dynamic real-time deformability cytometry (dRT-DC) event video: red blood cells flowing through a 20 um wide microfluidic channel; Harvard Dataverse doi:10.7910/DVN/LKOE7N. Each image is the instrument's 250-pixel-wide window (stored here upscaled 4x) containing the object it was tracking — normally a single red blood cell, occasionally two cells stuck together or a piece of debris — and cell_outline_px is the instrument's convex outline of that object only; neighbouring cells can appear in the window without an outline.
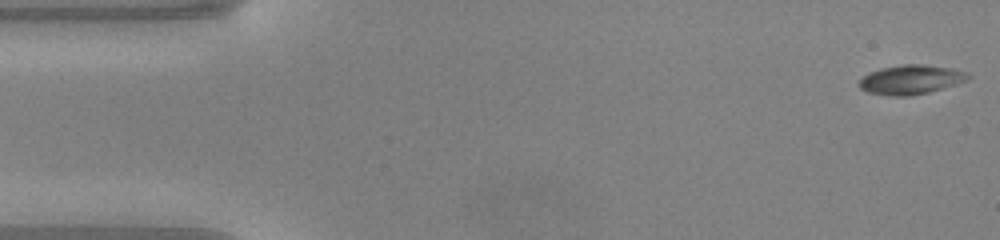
{"species": "common noctule bat (a hibernating species)", "species_latin": "Nyctalus noctula", "temperature_condition": "warm", "stored_images_in_passage": 48, "camera_frame_rate_fps": 3000, "um_per_image_px": 0.085, "animal": {"sex": "male", "body_mass_g": 20.0, "forearm_length_mm": 53.3}, "frame": {"image": 1, "passage_image": 1, "time_ms": 0.0, "image_size_px": [1000, 240], "cell_outline_px": [[972, 76], [968, 80], [956, 84], [928, 92], [912, 96], [892, 96], [868, 92], [860, 88], [860, 80], [868, 72], [880, 68], [900, 64], [924, 64], [952, 68], [968, 72]], "centroid_in_image_um": [77.45, 6.75], "position_along_channel_um": 7.5, "area_um2": 18.73}}
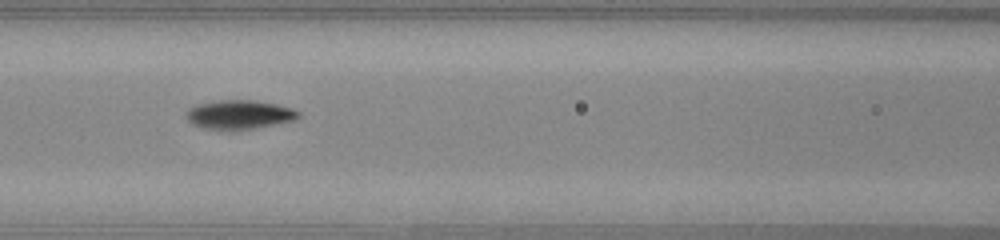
{"frame": {"image": 2, "passage_image": 20, "time_ms": 6.333, "image_size_px": [1000, 240], "cell_outline_px": [[300, 116], [296, 120], [236, 132], [204, 128], [192, 124], [184, 116], [184, 112], [188, 108], [196, 104], [212, 100], [252, 100], [276, 104], [292, 108], [300, 112]], "centroid_in_image_um": [20.29, 9.76], "position_along_channel_um": 146.3, "area_um2": 19.65}}
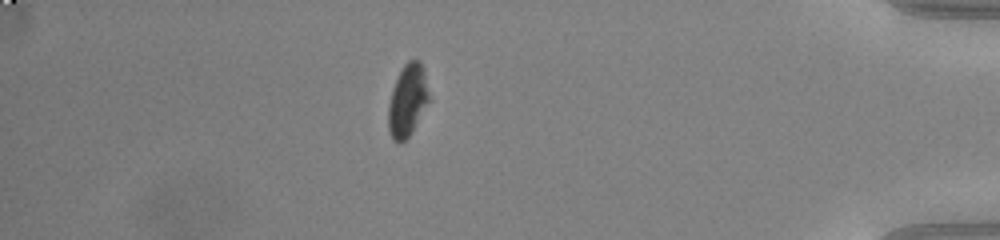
{"frame": {"image": 3, "passage_image": 42, "time_ms": 13.667, "image_size_px": [1000, 240], "cell_outline_px": [[432, 100], [408, 136], [400, 144], [396, 144], [392, 140], [388, 132], [388, 104], [392, 88], [404, 64], [408, 60], [420, 60], [424, 68], [432, 96]], "centroid_in_image_um": [34.68, 8.54], "position_along_channel_um": 400.5, "area_um2": 17.8}, "authors_computed_cell_mechanics": {"area_um2": 17.8891, "velocity_mm_per_s": 4.114, "shape_relaxation_time_tau1_ms": 1.9652, "shape_relaxation_time_tau2_ms": 7.1219, "deformation_change_tau1": 0.1421, "deformation_change_tau2": 0.1391}}